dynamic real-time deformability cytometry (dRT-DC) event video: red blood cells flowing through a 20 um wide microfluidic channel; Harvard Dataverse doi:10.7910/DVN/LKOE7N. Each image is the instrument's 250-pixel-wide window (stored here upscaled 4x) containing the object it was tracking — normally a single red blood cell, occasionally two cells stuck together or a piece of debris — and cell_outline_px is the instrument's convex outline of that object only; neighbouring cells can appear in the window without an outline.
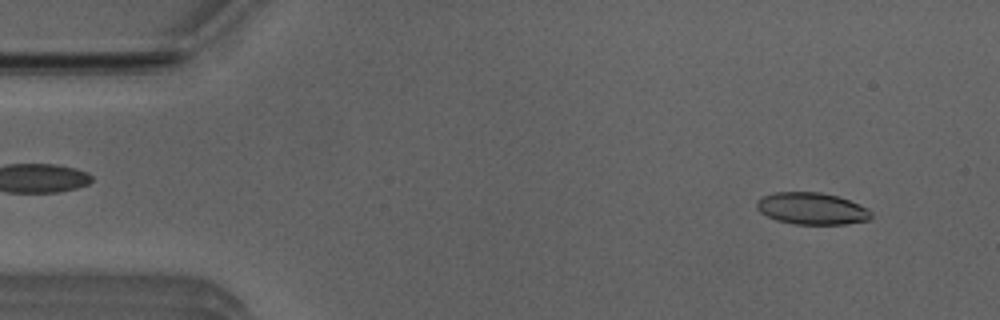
{"species": "Egyptian fruit bat (a non-hibernating species)", "species_latin": "Rousettus aegyptiacus", "temperature_condition": "room temperature", "stored_images_in_passage": 50, "camera_frame_rate_fps": 3000, "um_per_image_px": 0.085, "animal": {"sex": "male"}, "frame": {"image": 1, "passage_image": 4, "time_ms": 1.0, "image_size_px": [1000, 320], "cell_outline_px": [[872, 216], [868, 220], [844, 224], [796, 224], [776, 220], [760, 212], [756, 208], [756, 200], [760, 196], [776, 192], [820, 192], [836, 196], [848, 200], [868, 208], [872, 212]], "centroid_in_image_um": [68.97, 17.72], "position_along_channel_um": 16.0, "area_um2": 21.27}}
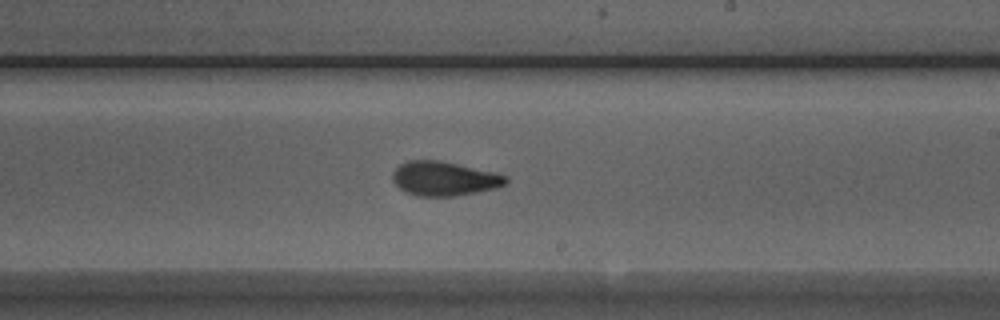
{"frame": {"image": 2, "passage_image": 29, "time_ms": 9.333, "image_size_px": [1000, 320], "cell_outline_px": [[508, 180], [504, 184], [496, 188], [456, 196], [416, 196], [400, 188], [392, 180], [392, 172], [400, 164], [408, 160], [436, 160], [496, 172], [508, 176]], "centroid_in_image_um": [37.75, 15.18], "position_along_channel_um": 251.2, "area_um2": 22.48}}
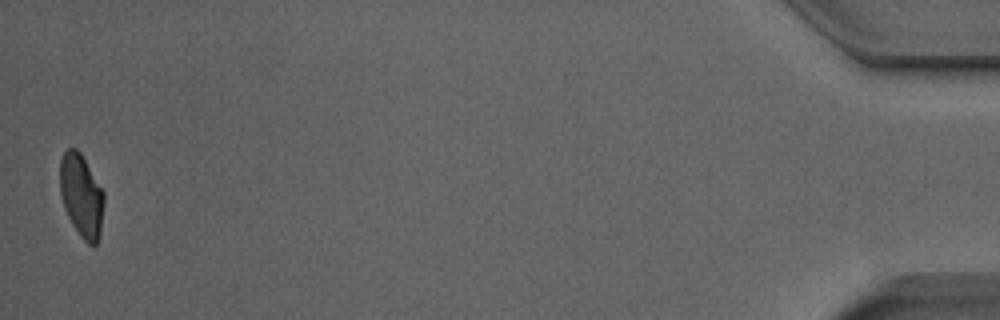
{"frame": {"image": 3, "passage_image": 50, "time_ms": 16.333, "image_size_px": [1000, 320], "cell_outline_px": [[104, 200], [100, 236], [96, 244], [88, 244], [80, 236], [72, 224], [64, 208], [60, 192], [60, 160], [64, 152], [68, 148], [76, 148], [80, 152], [104, 192]], "centroid_in_image_um": [6.92, 16.63], "position_along_channel_um": 428.3, "area_um2": 21.21}, "authors_computed_cell_mechanics": {"area_um2": 22.1663, "velocity_mm_per_s": 3.9713, "shape_relaxation_time_tau1_ms": 5.2072, "shape_relaxation_time_tau2_ms": 1.2109, "deformation_change_tau1": 0.1723, "deformation_change_tau2": 0.0668}}